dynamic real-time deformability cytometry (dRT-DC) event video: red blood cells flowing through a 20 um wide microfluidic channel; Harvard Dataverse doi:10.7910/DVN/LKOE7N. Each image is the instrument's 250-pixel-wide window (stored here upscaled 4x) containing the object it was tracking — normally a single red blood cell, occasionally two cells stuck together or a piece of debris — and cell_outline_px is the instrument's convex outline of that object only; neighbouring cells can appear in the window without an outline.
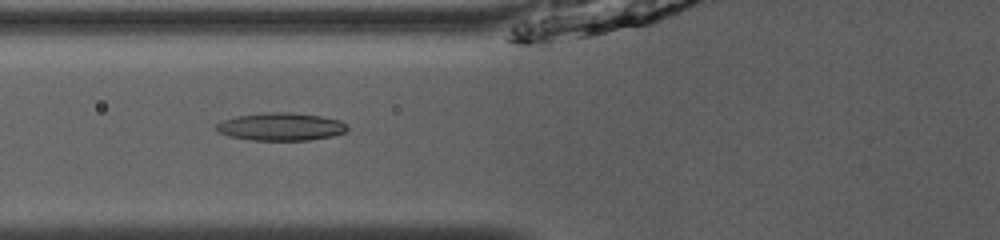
{"species": "common noctule bat (a hibernating species)", "species_latin": "Nyctalus noctula", "temperature_condition": "room temperature", "stored_images_in_passage": 32, "camera_frame_rate_fps": 3000, "um_per_image_px": 0.085, "animal": {"sex": "male", "body_mass_g": 13.0, "forearm_length_mm": 53.1}, "frame": {"image": 1, "passage_image": 6, "time_ms": 1.667, "image_size_px": [1000, 240], "cell_outline_px": [[348, 128], [344, 132], [332, 136], [308, 140], [256, 140], [228, 136], [220, 132], [216, 128], [216, 124], [224, 120], [236, 116], [264, 112], [292, 112], [320, 116], [340, 120], [348, 124]], "centroid_in_image_um": [23.9, 10.76], "position_along_channel_um": 101.9, "area_um2": 21.15}}
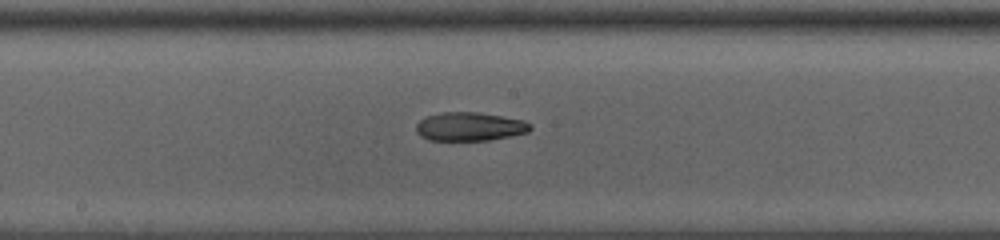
{"frame": {"image": 2, "passage_image": 14, "time_ms": 4.333, "image_size_px": [1000, 240], "cell_outline_px": [[532, 128], [528, 132], [488, 140], [428, 140], [420, 136], [416, 132], [416, 124], [420, 120], [428, 116], [440, 112], [480, 112], [524, 120], [532, 124]], "centroid_in_image_um": [39.92, 10.75], "position_along_channel_um": 208.3, "area_um2": 19.07}}
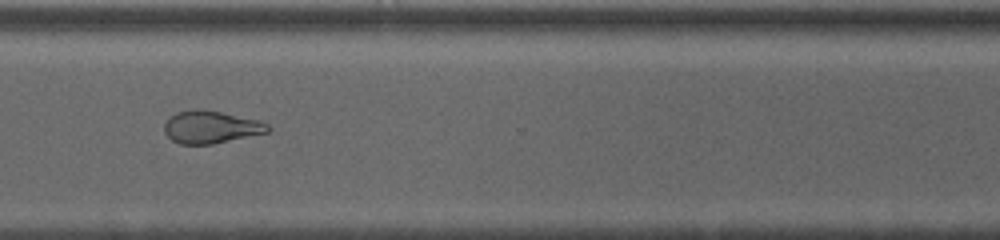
{"frame": {"image": 3, "passage_image": 25, "time_ms": 8.0, "image_size_px": [1000, 240], "cell_outline_px": [[272, 128], [268, 132], [212, 144], [180, 144], [172, 140], [164, 132], [164, 124], [176, 112], [220, 112], [256, 120], [268, 124]], "centroid_in_image_um": [17.94, 10.85], "position_along_channel_um": 352.7, "area_um2": 18.73}, "authors_computed_cell_mechanics": {"area_um2": 19.7098, "velocity_mm_per_s": 3.9533, "shape_relaxation_time_tau1_ms": null, "shape_relaxation_time_tau2_ms": 4.093, "deformation_change_tau1": null, "deformation_change_tau2": 0.1284}}